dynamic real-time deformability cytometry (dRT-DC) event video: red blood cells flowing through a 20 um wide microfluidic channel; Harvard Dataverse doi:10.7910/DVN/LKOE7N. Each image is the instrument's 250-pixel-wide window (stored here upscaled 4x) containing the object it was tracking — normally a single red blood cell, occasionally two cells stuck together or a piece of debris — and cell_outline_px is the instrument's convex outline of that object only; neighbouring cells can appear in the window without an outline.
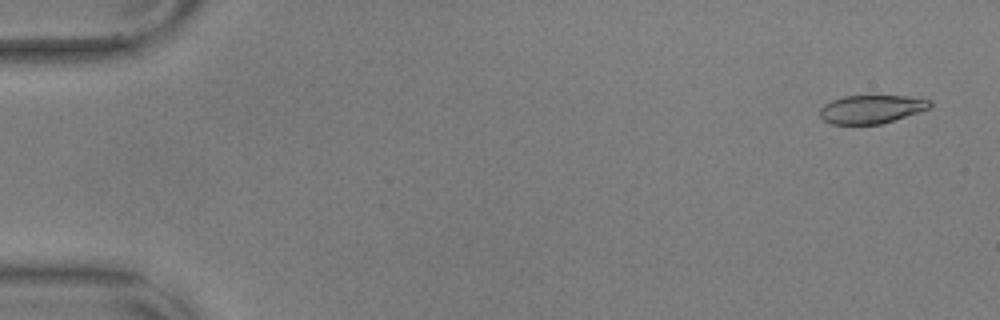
{"species": "common noctule bat (a hibernating species)", "species_latin": "Nyctalus noctula", "temperature_condition": "warm", "stored_images_in_passage": 27, "camera_frame_rate_fps": 3000, "um_per_image_px": 0.085, "animal": {"sex": "male", "body_mass_g": 17.9, "forearm_length_mm": 54.2}, "frame": {"image": 1, "passage_image": 3, "time_ms": 0.667, "image_size_px": [1000, 320], "cell_outline_px": [[932, 104], [928, 108], [880, 124], [832, 124], [824, 120], [820, 116], [820, 108], [824, 104], [832, 100], [844, 96], [908, 96], [932, 100]], "centroid_in_image_um": [74.03, 9.27], "position_along_channel_um": 11.0, "area_um2": 17.92}}
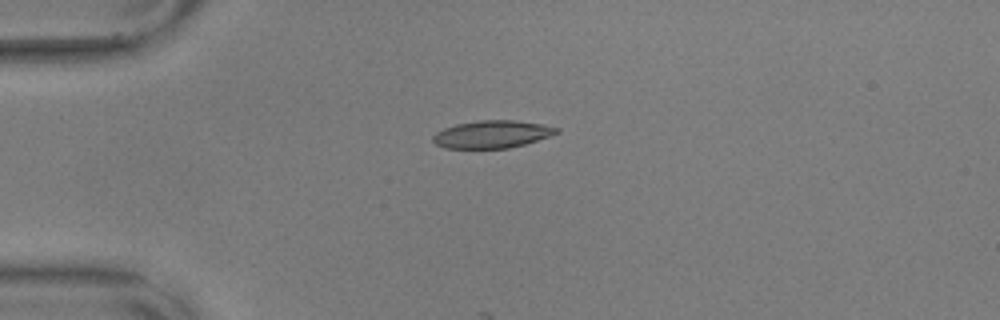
{"frame": {"image": 2, "passage_image": 15, "time_ms": 4.667, "image_size_px": [1000, 320], "cell_outline_px": [[560, 132], [524, 144], [508, 148], [444, 148], [436, 144], [432, 140], [432, 136], [436, 132], [444, 128], [456, 124], [480, 120], [516, 120], [540, 124], [560, 128]], "centroid_in_image_um": [41.8, 11.41], "position_along_channel_um": 43.2, "area_um2": 19.71}}
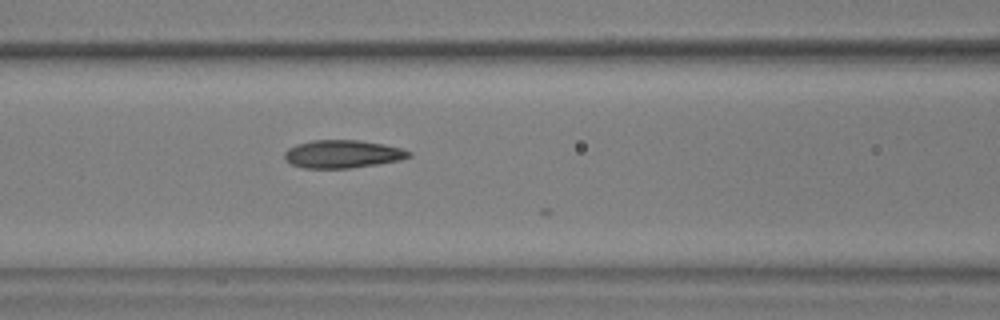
{"frame": {"image": 3, "passage_image": 25, "time_ms": 8.0, "image_size_px": [1000, 320], "cell_outline_px": [[412, 156], [400, 160], [352, 168], [304, 168], [292, 164], [284, 156], [284, 152], [288, 148], [296, 144], [312, 140], [360, 140], [384, 144], [400, 148], [412, 152]], "centroid_in_image_um": [29.13, 13.09], "position_along_channel_um": 137.5, "area_um2": 20.23}}